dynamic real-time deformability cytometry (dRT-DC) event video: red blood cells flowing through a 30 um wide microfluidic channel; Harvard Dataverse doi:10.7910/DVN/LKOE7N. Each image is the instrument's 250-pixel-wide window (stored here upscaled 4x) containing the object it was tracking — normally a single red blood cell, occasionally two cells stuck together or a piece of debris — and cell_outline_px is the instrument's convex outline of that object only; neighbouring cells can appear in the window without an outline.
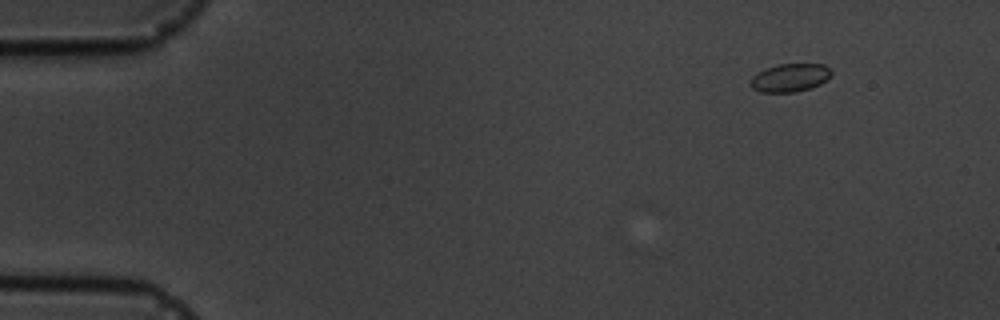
{"species": "common noctule bat (a hibernating species)", "species_latin": "Nyctalus noctula", "temperature_condition": "cold", "stored_images_in_passage": 4, "camera_frame_rate_fps": 3000, "um_per_image_px": 0.085, "animal": {"sex": "male", "body_mass_g": 19.5, "forearm_length_mm": 54.6}, "frame": {"image": 1, "passage_image": 1, "time_ms": 0.0, "image_size_px": [1000, 320], "cell_outline_px": [[832, 76], [820, 84], [796, 92], [760, 92], [752, 88], [748, 84], [752, 76], [756, 72], [764, 68], [776, 64], [824, 64], [832, 72]], "centroid_in_image_um": [67.1, 6.6], "position_along_channel_um": 17.9, "area_um2": 13.47}}
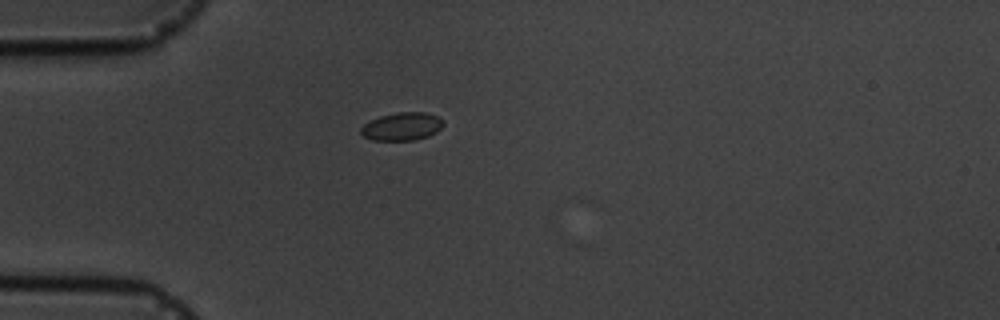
{"frame": {"image": 2, "passage_image": 4, "time_ms": 3.333, "image_size_px": [1000, 320], "cell_outline_px": [[444, 124], [436, 132], [428, 136], [416, 140], [372, 140], [364, 136], [360, 132], [360, 128], [364, 124], [380, 116], [396, 112], [424, 112], [436, 116], [444, 120]], "centroid_in_image_um": [34.17, 10.75], "position_along_channel_um": 50.8, "area_um2": 13.41}}